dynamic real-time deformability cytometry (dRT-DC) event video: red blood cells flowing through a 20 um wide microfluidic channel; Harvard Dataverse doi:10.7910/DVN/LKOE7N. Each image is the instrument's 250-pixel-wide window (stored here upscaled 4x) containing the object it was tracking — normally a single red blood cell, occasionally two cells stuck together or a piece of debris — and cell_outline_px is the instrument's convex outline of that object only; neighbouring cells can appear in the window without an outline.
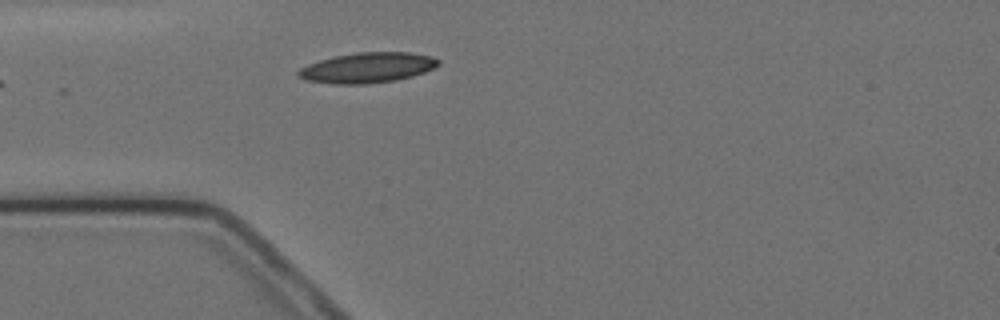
{"species": "Egyptian fruit bat (a non-hibernating species)", "species_latin": "Rousettus aegyptiacus", "temperature_condition": "cold", "stored_images_in_passage": 3, "camera_frame_rate_fps": 3000, "um_per_image_px": 0.085, "animal": {"sex": "female"}, "frame": {"image": 1, "passage_image": 3, "time_ms": 3.0, "image_size_px": [1000, 320], "cell_outline_px": [[440, 64], [424, 72], [412, 76], [396, 80], [368, 84], [336, 84], [304, 80], [296, 76], [296, 72], [300, 68], [308, 64], [332, 56], [356, 52], [408, 52], [432, 56], [440, 60]], "centroid_in_image_um": [31.2, 5.75], "position_along_channel_um": 53.8, "area_um2": 24.91}}